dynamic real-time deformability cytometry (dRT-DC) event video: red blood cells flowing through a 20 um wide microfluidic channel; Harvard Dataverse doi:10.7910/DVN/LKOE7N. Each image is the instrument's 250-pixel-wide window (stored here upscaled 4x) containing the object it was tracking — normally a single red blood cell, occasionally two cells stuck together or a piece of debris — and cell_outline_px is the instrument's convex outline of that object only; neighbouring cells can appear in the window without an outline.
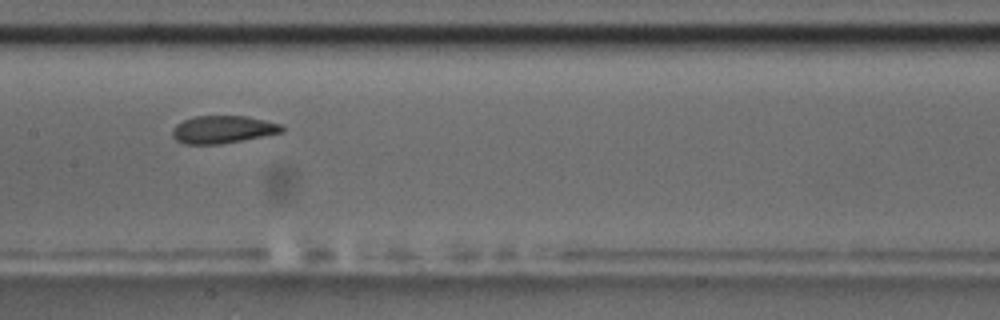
{"species": "common noctule bat (a hibernating species)", "species_latin": "Nyctalus noctula", "temperature_condition": "room temperature", "stored_images_in_passage": 10, "camera_frame_rate_fps": 3000, "um_per_image_px": 0.085, "animal": {"sex": "male", "body_mass_g": 17.5, "forearm_length_mm": 52.3}, "frame": {"image": 1, "passage_image": 6, "time_ms": 6.667, "image_size_px": [1000, 320], "cell_outline_px": [[284, 132], [264, 136], [220, 144], [184, 144], [176, 140], [172, 136], [172, 128], [176, 124], [184, 120], [196, 116], [248, 116], [280, 124], [284, 128]], "centroid_in_image_um": [18.93, 11.01], "position_along_channel_um": 188.5, "area_um2": 17.63}}